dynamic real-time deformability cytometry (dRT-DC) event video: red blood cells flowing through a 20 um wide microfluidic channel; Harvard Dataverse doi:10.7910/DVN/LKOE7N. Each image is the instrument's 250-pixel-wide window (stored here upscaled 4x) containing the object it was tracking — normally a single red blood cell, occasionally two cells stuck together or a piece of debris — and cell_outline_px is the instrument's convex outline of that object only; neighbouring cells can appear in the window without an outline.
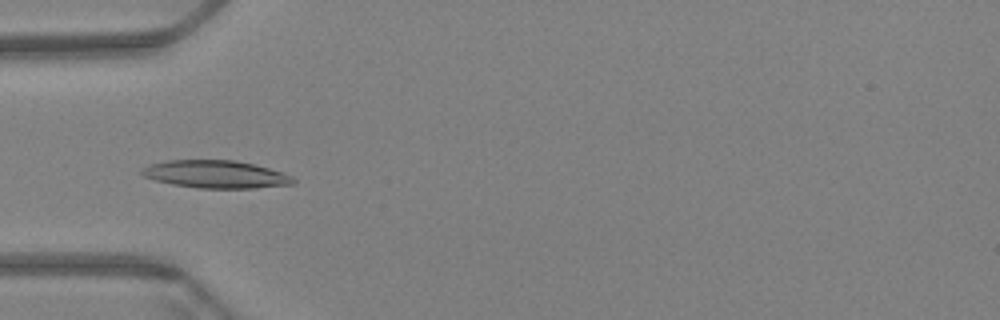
{"species": "Egyptian fruit bat (a non-hibernating species)", "species_latin": "Rousettus aegyptiacus", "temperature_condition": "warm", "stored_images_in_passage": 40, "camera_frame_rate_fps": 3000, "um_per_image_px": 0.085, "animal": {"sex": "female"}, "frame": {"image": 1, "passage_image": 7, "time_ms": 2.0, "image_size_px": [1000, 320], "cell_outline_px": [[296, 184], [256, 188], [200, 188], [172, 184], [156, 180], [144, 176], [140, 172], [140, 168], [148, 164], [168, 160], [236, 160], [268, 168], [292, 176], [296, 180]], "centroid_in_image_um": [18.33, 14.81], "position_along_channel_um": 66.7, "area_um2": 24.45}}
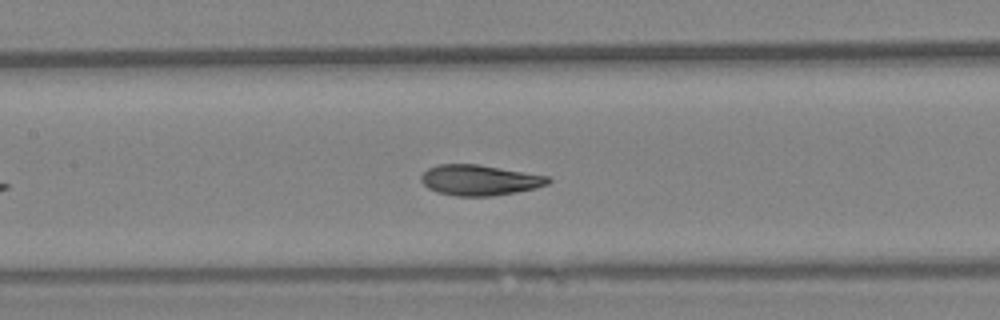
{"frame": {"image": 2, "passage_image": 16, "time_ms": 5.0, "image_size_px": [1000, 320], "cell_outline_px": [[552, 180], [548, 184], [536, 188], [516, 192], [492, 196], [456, 196], [436, 192], [428, 188], [420, 180], [420, 176], [428, 168], [440, 164], [476, 164], [548, 176]], "centroid_in_image_um": [40.75, 15.32], "position_along_channel_um": 166.7, "area_um2": 22.54}}
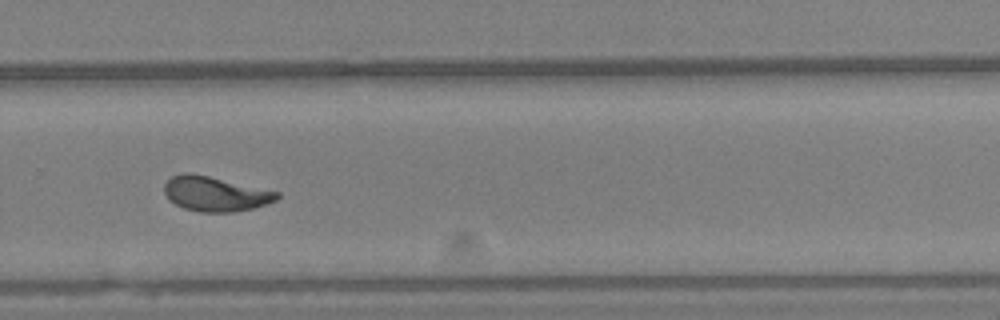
{"frame": {"image": 3, "passage_image": 29, "time_ms": 9.333, "image_size_px": [1000, 320], "cell_outline_px": [[280, 196], [276, 200], [268, 204], [252, 208], [232, 212], [200, 212], [184, 208], [168, 200], [164, 192], [164, 184], [172, 176], [184, 172], [192, 172], [280, 192]], "centroid_in_image_um": [18.29, 16.47], "position_along_channel_um": 311.5, "area_um2": 22.95}, "authors_computed_cell_mechanics": {"area_um2": 22.4553, "velocity_mm_per_s": 3.3555, "shape_relaxation_time_tau1_ms": 6.011, "shape_relaxation_time_tau2_ms": 1.4535, "deformation_change_tau1": 0.1909, "deformation_change_tau2": 0.0692}}